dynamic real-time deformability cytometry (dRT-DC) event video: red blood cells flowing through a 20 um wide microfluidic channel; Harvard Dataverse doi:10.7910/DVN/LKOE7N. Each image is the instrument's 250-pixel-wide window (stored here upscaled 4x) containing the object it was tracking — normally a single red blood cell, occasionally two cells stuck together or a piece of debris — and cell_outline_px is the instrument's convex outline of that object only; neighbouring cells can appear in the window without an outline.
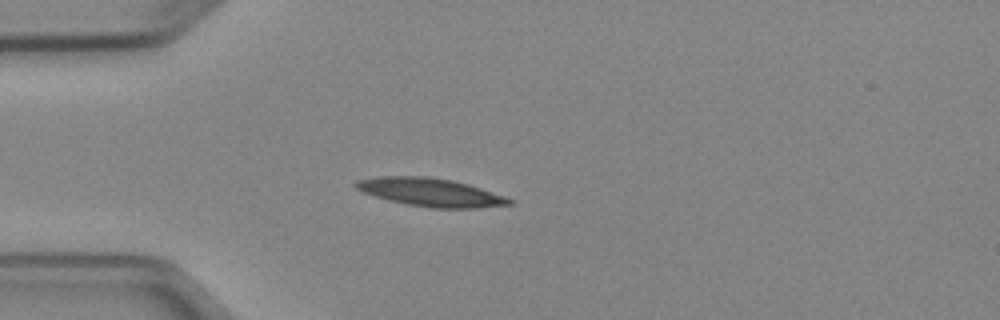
{"species": "Egyptian fruit bat (a non-hibernating species)", "species_latin": "Rousettus aegyptiacus", "temperature_condition": "cold", "stored_images_in_passage": 5, "camera_frame_rate_fps": 3000, "um_per_image_px": 0.085, "animal": {"sex": "female"}, "frame": {"image": 1, "passage_image": 4, "time_ms": 3.667, "image_size_px": [1000, 320], "cell_outline_px": [[512, 204], [476, 208], [432, 208], [408, 204], [388, 200], [364, 192], [356, 188], [352, 184], [356, 180], [376, 176], [424, 176], [452, 180], [468, 184], [504, 196], [512, 200]], "centroid_in_image_um": [36.55, 16.33], "position_along_channel_um": 48.4, "area_um2": 25.03}}